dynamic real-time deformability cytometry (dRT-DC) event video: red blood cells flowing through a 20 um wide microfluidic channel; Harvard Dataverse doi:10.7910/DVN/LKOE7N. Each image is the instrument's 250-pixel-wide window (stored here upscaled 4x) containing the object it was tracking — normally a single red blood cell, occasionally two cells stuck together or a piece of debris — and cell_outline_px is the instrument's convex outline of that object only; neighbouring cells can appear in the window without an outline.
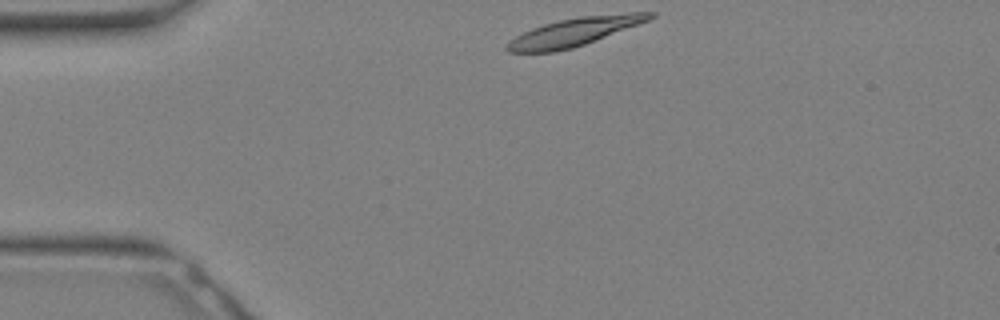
{"species": "Egyptian fruit bat (a non-hibernating species)", "species_latin": "Rousettus aegyptiacus", "temperature_condition": "warm", "stored_images_in_passage": 14, "camera_frame_rate_fps": 3000, "um_per_image_px": 0.085, "animal": {"sex": "female"}, "frame": {"image": 1, "passage_image": 1, "time_ms": 0.0, "image_size_px": [1000, 320], "cell_outline_px": [[656, 16], [648, 20], [584, 44], [572, 48], [552, 52], [508, 52], [504, 48], [504, 44], [508, 40], [532, 28], [544, 24], [560, 20], [580, 16], [628, 12], [656, 12]], "centroid_in_image_um": [48.77, 2.7], "position_along_channel_um": 36.2, "area_um2": 23.24}}
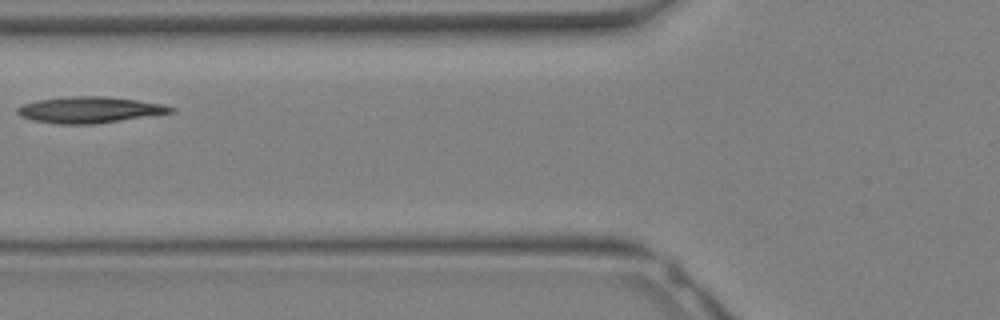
{"frame": {"image": 2, "passage_image": 7, "time_ms": 2.0, "image_size_px": [1000, 320], "cell_outline_px": [[176, 112], [92, 124], [56, 124], [32, 120], [20, 116], [16, 112], [16, 108], [20, 104], [40, 100], [72, 96], [108, 96], [164, 104], [176, 108]], "centroid_in_image_um": [7.61, 9.33], "position_along_channel_um": 118.2, "area_um2": 23.47}}
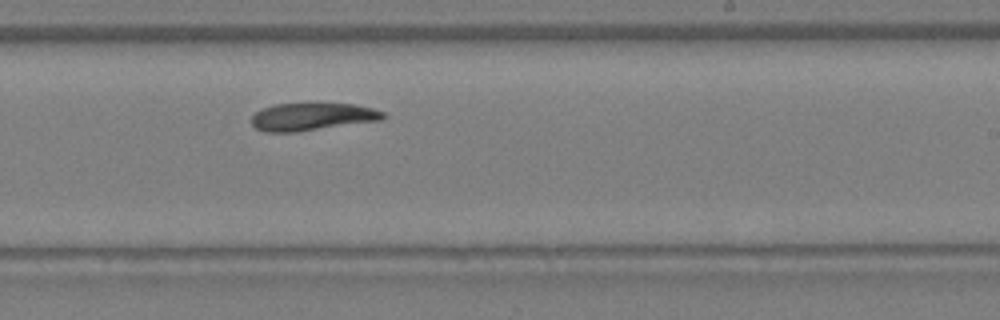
{"frame": {"image": 3, "passage_image": 14, "time_ms": 4.333, "image_size_px": [1000, 320], "cell_outline_px": [[384, 120], [296, 132], [264, 132], [256, 128], [252, 124], [252, 116], [260, 108], [276, 104], [352, 104], [372, 108], [384, 112]], "centroid_in_image_um": [26.52, 9.93], "position_along_channel_um": 262.5, "area_um2": 21.1}}